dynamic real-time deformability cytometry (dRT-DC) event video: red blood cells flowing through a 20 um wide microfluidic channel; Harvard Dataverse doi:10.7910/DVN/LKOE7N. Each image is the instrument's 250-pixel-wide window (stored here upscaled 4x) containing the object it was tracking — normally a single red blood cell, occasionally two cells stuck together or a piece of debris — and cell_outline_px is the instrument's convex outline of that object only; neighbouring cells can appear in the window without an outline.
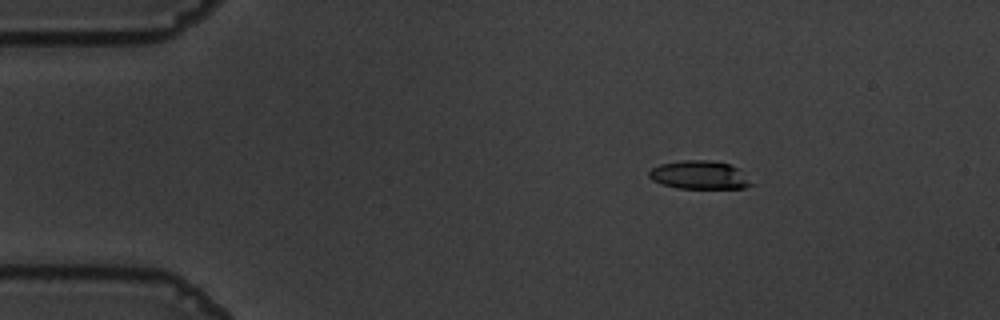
{"species": "common noctule bat (a hibernating species)", "species_latin": "Nyctalus noctula", "temperature_condition": "warm", "stored_images_in_passage": 48, "camera_frame_rate_fps": 3000, "um_per_image_px": 0.085, "animal": {"sex": "male", "body_mass_g": 19.5, "forearm_length_mm": 54.6}, "frame": {"image": 1, "passage_image": 1, "time_ms": 0.0, "image_size_px": [1000, 320], "cell_outline_px": [[756, 184], [744, 188], [676, 188], [652, 180], [648, 176], [648, 172], [652, 168], [660, 164], [684, 160], [708, 160], [728, 164], [740, 168]], "centroid_in_image_um": [59.51, 14.88], "position_along_channel_um": 25.5, "area_um2": 17.05}}
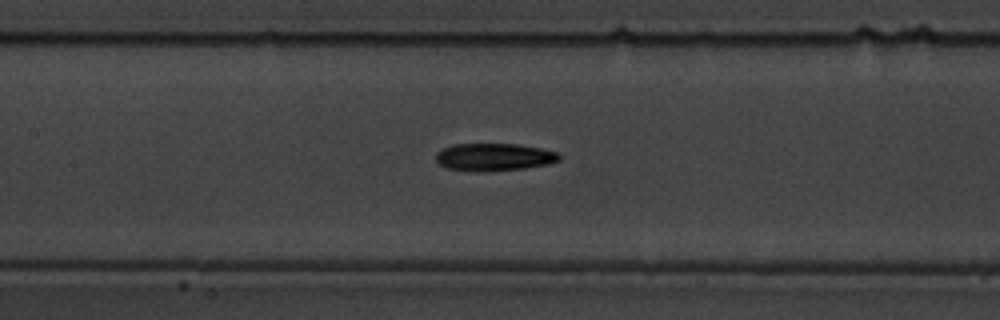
{"frame": {"image": 2, "passage_image": 18, "time_ms": 5.667, "image_size_px": [1000, 320], "cell_outline_px": [[560, 160], [548, 164], [524, 168], [484, 172], [476, 172], [448, 168], [440, 164], [436, 160], [436, 152], [440, 148], [452, 144], [516, 144], [540, 148], [556, 152], [560, 156]], "centroid_in_image_um": [41.95, 13.35], "position_along_channel_um": 165.5, "area_um2": 19.88}}
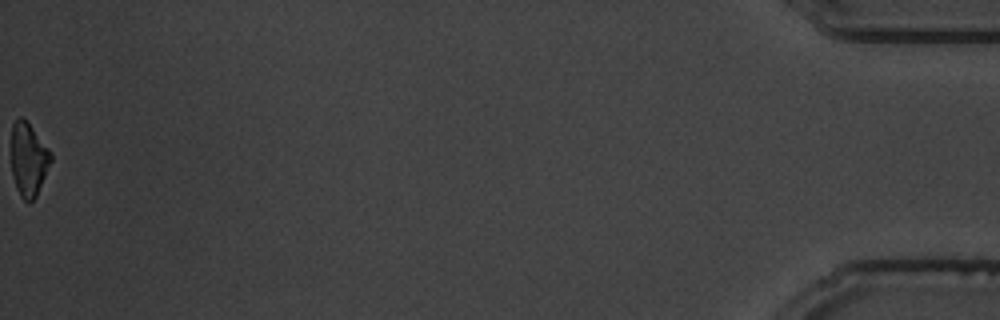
{"frame": {"image": 3, "passage_image": 48, "time_ms": 15.667, "image_size_px": [1000, 320], "cell_outline_px": [[52, 160], [36, 196], [28, 204], [20, 196], [16, 188], [12, 176], [12, 124], [20, 116], [32, 128], [52, 152]], "centroid_in_image_um": [2.43, 13.59], "position_along_channel_um": 432.8, "area_um2": 16.76}, "authors_computed_cell_mechanics": {"area_um2": 19.1607, "velocity_mm_per_s": 3.6782, "shape_relaxation_time_tau1_ms": 2.8186, "shape_relaxation_time_tau2_ms": 4.751, "deformation_change_tau1": 0.139, "deformation_change_tau2": 0.1289}}